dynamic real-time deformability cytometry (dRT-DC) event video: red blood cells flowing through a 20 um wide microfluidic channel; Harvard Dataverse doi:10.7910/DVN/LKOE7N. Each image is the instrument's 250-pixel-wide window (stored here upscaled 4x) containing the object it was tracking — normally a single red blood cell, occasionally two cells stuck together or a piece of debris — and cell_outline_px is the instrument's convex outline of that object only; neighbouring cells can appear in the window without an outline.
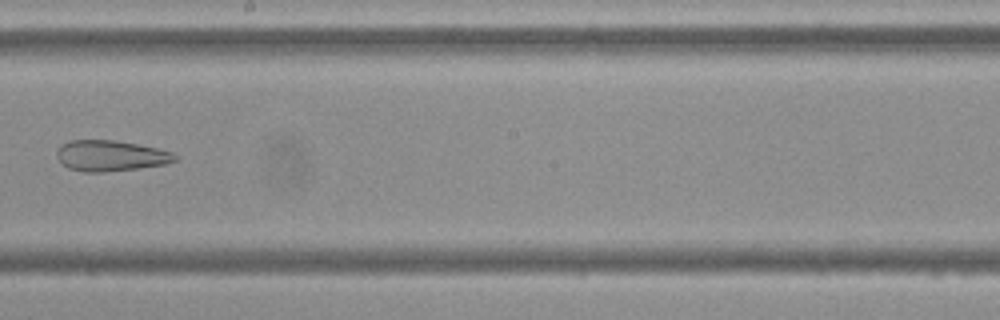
{"species": "Egyptian fruit bat (a non-hibernating species)", "species_latin": "Rousettus aegyptiacus", "temperature_condition": "cold", "stored_images_in_passage": 13, "camera_frame_rate_fps": 3000, "um_per_image_px": 0.085, "frame": {"image": 1, "passage_image": 6, "time_ms": 7.0, "image_size_px": [1000, 320], "cell_outline_px": [[176, 160], [164, 164], [136, 168], [104, 172], [84, 172], [68, 168], [56, 156], [56, 152], [68, 140], [116, 140], [156, 148], [172, 152], [176, 156]], "centroid_in_image_um": [9.38, 13.23], "position_along_channel_um": 238.8, "area_um2": 20.87}, "authors_computed_cell_mechanics": {"area_um2": 27.8018, "velocity_mm_per_s": 3.6675, "shape_relaxation_time_tau1_ms": null, "shape_relaxation_time_tau2_ms": 4.5441, "deformation_change_tau1": null, "deformation_change_tau2": 0.1487}}